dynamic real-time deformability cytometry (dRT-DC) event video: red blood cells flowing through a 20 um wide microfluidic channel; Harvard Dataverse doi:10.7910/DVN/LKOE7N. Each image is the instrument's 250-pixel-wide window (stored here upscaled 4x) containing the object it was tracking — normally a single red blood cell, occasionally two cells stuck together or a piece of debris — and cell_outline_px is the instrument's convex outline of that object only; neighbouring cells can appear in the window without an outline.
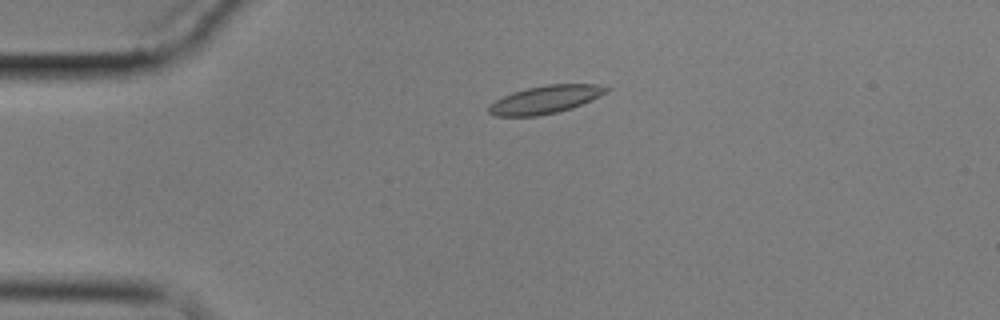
{"species": "common noctule bat (a hibernating species)", "species_latin": "Nyctalus noctula", "temperature_condition": "cold", "stored_images_in_passage": 2, "camera_frame_rate_fps": 3000, "um_per_image_px": 0.085, "animal": {"sex": "male", "body_mass_g": 17.9}, "frame": {"image": 1, "passage_image": 1, "time_ms": 0.0, "image_size_px": [1000, 320], "cell_outline_px": [[612, 88], [608, 92], [592, 100], [572, 108], [556, 112], [536, 116], [496, 116], [488, 112], [488, 104], [512, 92], [528, 88], [548, 84], [596, 84]], "centroid_in_image_um": [46.38, 8.45], "position_along_channel_um": 38.6, "area_um2": 19.13}}